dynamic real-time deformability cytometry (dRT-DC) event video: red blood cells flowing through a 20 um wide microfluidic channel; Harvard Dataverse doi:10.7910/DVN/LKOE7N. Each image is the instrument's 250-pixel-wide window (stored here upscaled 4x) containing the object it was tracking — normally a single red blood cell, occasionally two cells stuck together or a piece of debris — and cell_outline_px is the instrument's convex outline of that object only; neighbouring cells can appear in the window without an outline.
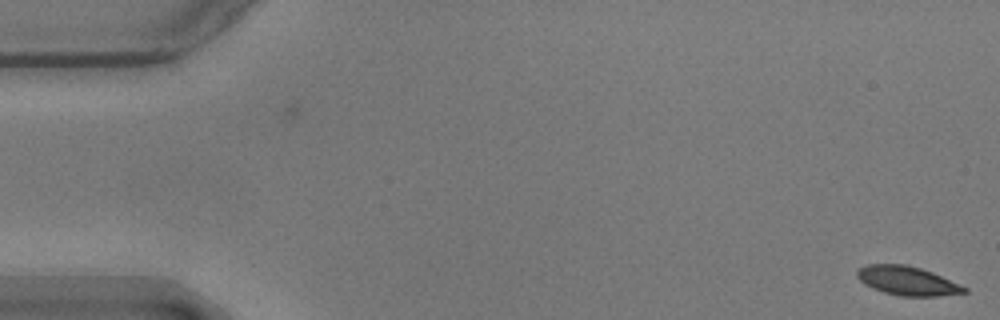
{"species": "common noctule bat (a hibernating species)", "species_latin": "Nyctalus noctula", "temperature_condition": "warm", "stored_images_in_passage": 2, "camera_frame_rate_fps": 3000, "um_per_image_px": 0.085, "animal": {"sex": "male", "body_mass_g": 17.9}, "frame": {"image": 1, "passage_image": 2, "time_ms": 0.333, "image_size_px": [1000, 320], "cell_outline_px": [[968, 292], [936, 296], [900, 296], [884, 292], [872, 288], [864, 284], [856, 276], [856, 272], [860, 268], [868, 264], [904, 264], [920, 268], [932, 272], [968, 288]], "centroid_in_image_um": [77.11, 23.87], "position_along_channel_um": 7.9, "area_um2": 17.98}}